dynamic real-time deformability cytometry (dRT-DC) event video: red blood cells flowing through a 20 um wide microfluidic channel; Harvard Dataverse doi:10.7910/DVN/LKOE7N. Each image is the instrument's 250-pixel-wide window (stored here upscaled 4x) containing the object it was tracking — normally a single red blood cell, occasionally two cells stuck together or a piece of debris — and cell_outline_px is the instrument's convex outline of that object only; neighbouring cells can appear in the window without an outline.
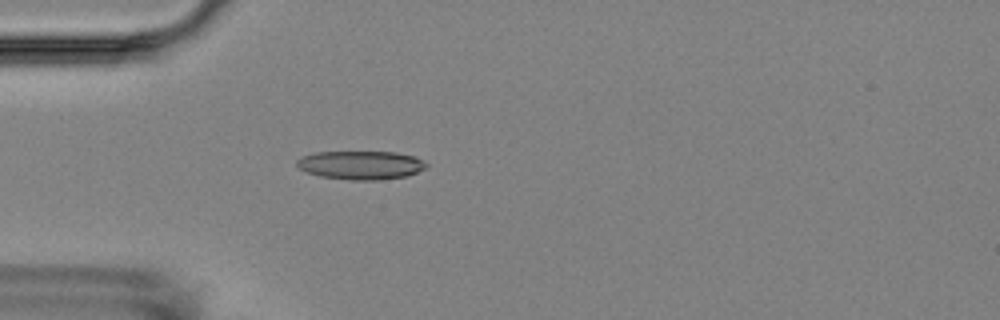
{"species": "Egyptian fruit bat (a non-hibernating species)", "species_latin": "Rousettus aegyptiacus", "temperature_condition": "room temperature", "stored_images_in_passage": 4, "camera_frame_rate_fps": 3000, "um_per_image_px": 0.085, "animal": {"sex": "female"}, "frame": {"image": 1, "passage_image": 4, "time_ms": 3.333, "image_size_px": [1000, 320], "cell_outline_px": [[428, 164], [424, 168], [408, 176], [380, 180], [352, 180], [320, 176], [308, 172], [300, 168], [296, 164], [296, 160], [304, 156], [316, 152], [396, 152], [412, 156], [424, 160]], "centroid_in_image_um": [30.69, 14.03], "position_along_channel_um": 54.3, "area_um2": 21.44}}